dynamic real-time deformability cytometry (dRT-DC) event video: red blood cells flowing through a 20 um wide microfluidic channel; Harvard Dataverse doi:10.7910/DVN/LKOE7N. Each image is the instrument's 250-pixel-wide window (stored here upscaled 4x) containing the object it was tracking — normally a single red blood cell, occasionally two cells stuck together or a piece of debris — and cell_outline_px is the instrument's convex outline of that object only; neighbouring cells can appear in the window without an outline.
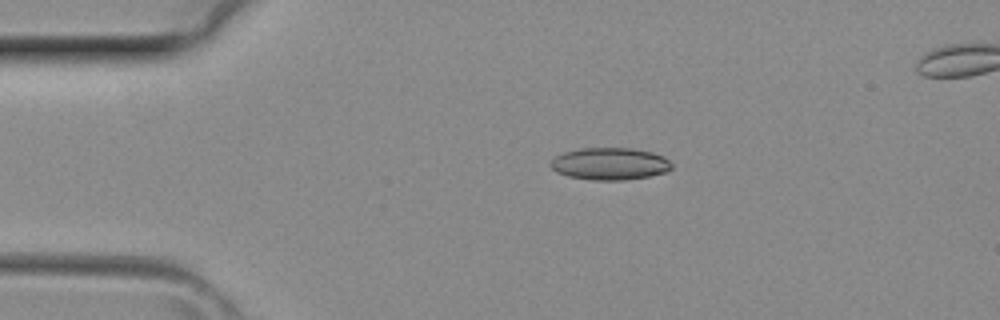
{"species": "common noctule bat (a hibernating species)", "species_latin": "Nyctalus noctula", "temperature_condition": "room temperature", "stored_images_in_passage": 5, "camera_frame_rate_fps": 3000, "um_per_image_px": 0.085, "animal": {"sex": "female", "body_mass_g": 29.2, "forearm_length_mm": 56.3}, "frame": {"image": 1, "passage_image": 3, "time_ms": 0.667, "image_size_px": [1000, 320], "cell_outline_px": [[672, 168], [664, 172], [648, 176], [624, 180], [592, 180], [568, 176], [556, 172], [548, 164], [556, 156], [564, 152], [580, 148], [632, 148], [652, 152], [664, 156], [672, 164]], "centroid_in_image_um": [51.82, 13.92], "position_along_channel_um": 33.2, "area_um2": 22.72}}